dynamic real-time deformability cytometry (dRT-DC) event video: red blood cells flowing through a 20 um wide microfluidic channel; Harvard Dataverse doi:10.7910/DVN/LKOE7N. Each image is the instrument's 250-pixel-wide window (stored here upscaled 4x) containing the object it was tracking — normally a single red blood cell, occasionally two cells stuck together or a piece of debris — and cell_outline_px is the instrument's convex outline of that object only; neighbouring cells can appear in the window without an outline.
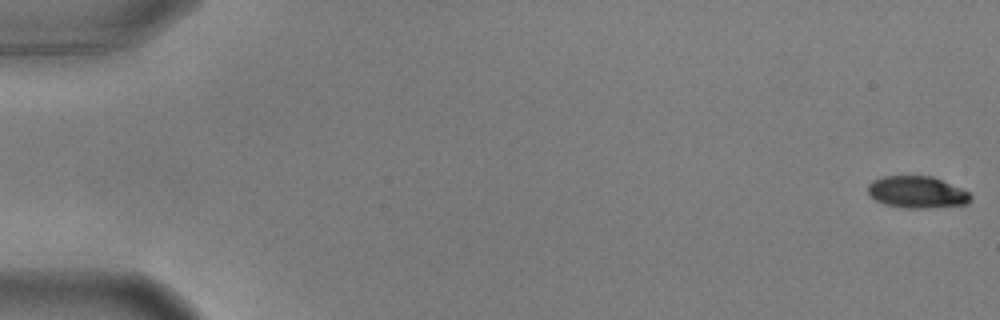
{"species": "common noctule bat (a hibernating species)", "species_latin": "Nyctalus noctula", "temperature_condition": "warm", "stored_images_in_passage": 17, "camera_frame_rate_fps": 3000, "um_per_image_px": 0.085, "animal": {"sex": "male", "body_mass_g": 17.9, "forearm_length_mm": 54.2}, "frame": {"image": 1, "passage_image": 1, "time_ms": 0.0, "image_size_px": [1000, 320], "cell_outline_px": [[972, 200], [968, 204], [924, 208], [908, 208], [884, 204], [876, 200], [868, 192], [868, 184], [872, 180], [884, 176], [932, 176], [960, 188], [968, 192], [972, 196]], "centroid_in_image_um": [77.95, 16.33], "position_along_channel_um": 7.0, "area_um2": 18.96}}
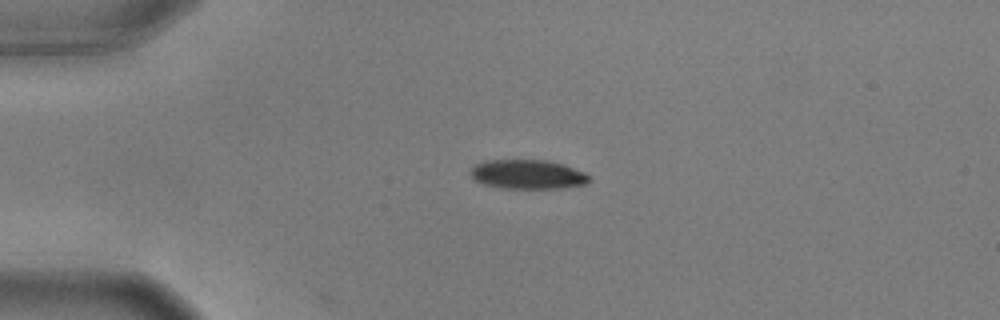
{"frame": {"image": 2, "passage_image": 14, "time_ms": 4.333, "image_size_px": [1000, 320], "cell_outline_px": [[592, 180], [588, 184], [564, 188], [500, 188], [484, 184], [476, 180], [468, 172], [476, 164], [484, 160], [548, 160], [564, 164], [584, 172]], "centroid_in_image_um": [44.88, 14.82], "position_along_channel_um": 40.1, "area_um2": 20.4}}